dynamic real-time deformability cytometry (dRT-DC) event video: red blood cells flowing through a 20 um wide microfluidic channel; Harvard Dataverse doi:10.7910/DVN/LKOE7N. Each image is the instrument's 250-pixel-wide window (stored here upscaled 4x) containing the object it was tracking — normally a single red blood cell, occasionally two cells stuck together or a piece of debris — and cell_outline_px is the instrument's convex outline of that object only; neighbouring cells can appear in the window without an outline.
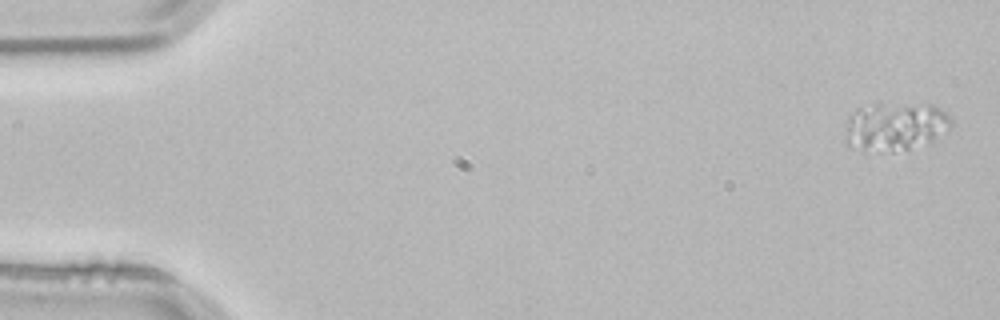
{"species": "common noctule bat (a hibernating species)", "species_latin": "Nyctalus noctula", "temperature_condition": "room temperature", "stored_images_in_passage": 4, "camera_frame_rate_fps": 3000, "um_per_image_px": 0.085, "animal": {"sex": "male", "body_mass_g": 21.5, "forearm_length_mm": 52.0}, "frame": {"image": 1, "passage_image": 1, "time_ms": 0.0, "image_size_px": [1000, 320], "cell_outline_px": [[952, 128], [932, 140], [908, 148], [892, 152], [864, 152], [848, 148], [844, 144], [848, 116], [876, 100], [880, 100], [932, 104], [940, 108], [952, 120]], "centroid_in_image_um": [76.04, 10.72], "position_along_channel_um": 9.0, "area_um2": 31.15}}
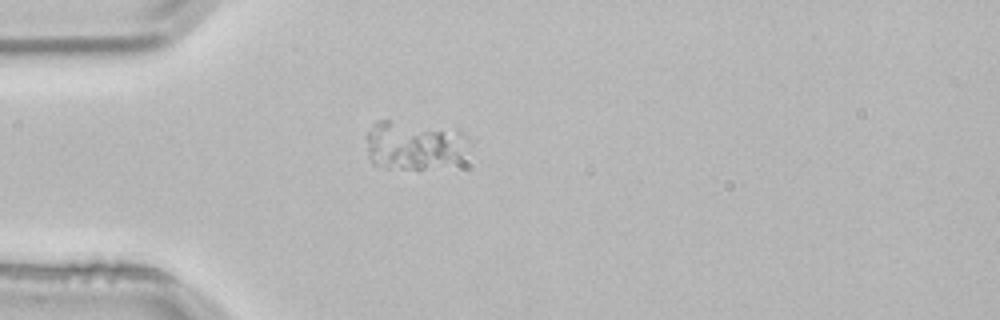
{"frame": {"image": 2, "passage_image": 4, "time_ms": 1.0, "image_size_px": [1000, 320], "cell_outline_px": [[468, 136], [460, 152], [444, 160], [424, 168], [388, 168], [372, 164], [368, 156], [368, 132], [372, 124], [376, 120], [388, 120], [460, 128]], "centroid_in_image_um": [35.04, 12.24], "position_along_channel_um": 50.0, "area_um2": 27.8}}